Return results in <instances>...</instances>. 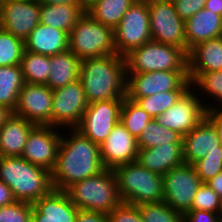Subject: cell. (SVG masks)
Here are the masks:
<instances>
[{
  "instance_id": "obj_1",
  "label": "cell",
  "mask_w": 222,
  "mask_h": 222,
  "mask_svg": "<svg viewBox=\"0 0 222 222\" xmlns=\"http://www.w3.org/2000/svg\"><path fill=\"white\" fill-rule=\"evenodd\" d=\"M70 130L71 134L61 136L56 164L51 171L55 190L65 191L72 184L97 175L105 169L99 146L76 128Z\"/></svg>"
},
{
  "instance_id": "obj_2",
  "label": "cell",
  "mask_w": 222,
  "mask_h": 222,
  "mask_svg": "<svg viewBox=\"0 0 222 222\" xmlns=\"http://www.w3.org/2000/svg\"><path fill=\"white\" fill-rule=\"evenodd\" d=\"M79 80L88 103L126 97L125 57L112 54L82 60Z\"/></svg>"
},
{
  "instance_id": "obj_3",
  "label": "cell",
  "mask_w": 222,
  "mask_h": 222,
  "mask_svg": "<svg viewBox=\"0 0 222 222\" xmlns=\"http://www.w3.org/2000/svg\"><path fill=\"white\" fill-rule=\"evenodd\" d=\"M0 181L11 189L16 201L31 204L54 189L51 172L22 157H0Z\"/></svg>"
},
{
  "instance_id": "obj_4",
  "label": "cell",
  "mask_w": 222,
  "mask_h": 222,
  "mask_svg": "<svg viewBox=\"0 0 222 222\" xmlns=\"http://www.w3.org/2000/svg\"><path fill=\"white\" fill-rule=\"evenodd\" d=\"M122 203L139 205L163 201V176L151 172L137 161L113 169Z\"/></svg>"
},
{
  "instance_id": "obj_5",
  "label": "cell",
  "mask_w": 222,
  "mask_h": 222,
  "mask_svg": "<svg viewBox=\"0 0 222 222\" xmlns=\"http://www.w3.org/2000/svg\"><path fill=\"white\" fill-rule=\"evenodd\" d=\"M65 192L78 209L102 212L107 215L121 203L117 180L112 169H104L97 175L76 182Z\"/></svg>"
},
{
  "instance_id": "obj_6",
  "label": "cell",
  "mask_w": 222,
  "mask_h": 222,
  "mask_svg": "<svg viewBox=\"0 0 222 222\" xmlns=\"http://www.w3.org/2000/svg\"><path fill=\"white\" fill-rule=\"evenodd\" d=\"M124 57L126 73L188 71L187 53L182 48L154 40L132 49Z\"/></svg>"
},
{
  "instance_id": "obj_7",
  "label": "cell",
  "mask_w": 222,
  "mask_h": 222,
  "mask_svg": "<svg viewBox=\"0 0 222 222\" xmlns=\"http://www.w3.org/2000/svg\"><path fill=\"white\" fill-rule=\"evenodd\" d=\"M68 49L81 61L116 54L114 29L85 11L69 33Z\"/></svg>"
},
{
  "instance_id": "obj_8",
  "label": "cell",
  "mask_w": 222,
  "mask_h": 222,
  "mask_svg": "<svg viewBox=\"0 0 222 222\" xmlns=\"http://www.w3.org/2000/svg\"><path fill=\"white\" fill-rule=\"evenodd\" d=\"M116 54L125 56L132 49L152 40L147 0H137L114 29Z\"/></svg>"
},
{
  "instance_id": "obj_9",
  "label": "cell",
  "mask_w": 222,
  "mask_h": 222,
  "mask_svg": "<svg viewBox=\"0 0 222 222\" xmlns=\"http://www.w3.org/2000/svg\"><path fill=\"white\" fill-rule=\"evenodd\" d=\"M201 184L194 165L184 162L163 176V201L185 215L191 210L194 196Z\"/></svg>"
},
{
  "instance_id": "obj_10",
  "label": "cell",
  "mask_w": 222,
  "mask_h": 222,
  "mask_svg": "<svg viewBox=\"0 0 222 222\" xmlns=\"http://www.w3.org/2000/svg\"><path fill=\"white\" fill-rule=\"evenodd\" d=\"M190 87L188 71L126 73L128 99L144 98L165 91L188 90Z\"/></svg>"
},
{
  "instance_id": "obj_11",
  "label": "cell",
  "mask_w": 222,
  "mask_h": 222,
  "mask_svg": "<svg viewBox=\"0 0 222 222\" xmlns=\"http://www.w3.org/2000/svg\"><path fill=\"white\" fill-rule=\"evenodd\" d=\"M151 38L154 41L182 48L186 52L185 21L174 4L162 0H147Z\"/></svg>"
},
{
  "instance_id": "obj_12",
  "label": "cell",
  "mask_w": 222,
  "mask_h": 222,
  "mask_svg": "<svg viewBox=\"0 0 222 222\" xmlns=\"http://www.w3.org/2000/svg\"><path fill=\"white\" fill-rule=\"evenodd\" d=\"M89 106L79 79L61 88L53 90L52 126L68 130L76 128Z\"/></svg>"
},
{
  "instance_id": "obj_13",
  "label": "cell",
  "mask_w": 222,
  "mask_h": 222,
  "mask_svg": "<svg viewBox=\"0 0 222 222\" xmlns=\"http://www.w3.org/2000/svg\"><path fill=\"white\" fill-rule=\"evenodd\" d=\"M192 86L155 120L165 128L175 130L181 136L188 134L206 116V103L201 100V95L194 92Z\"/></svg>"
},
{
  "instance_id": "obj_14",
  "label": "cell",
  "mask_w": 222,
  "mask_h": 222,
  "mask_svg": "<svg viewBox=\"0 0 222 222\" xmlns=\"http://www.w3.org/2000/svg\"><path fill=\"white\" fill-rule=\"evenodd\" d=\"M122 104L123 99L90 103L76 129L98 146L101 145L120 122Z\"/></svg>"
},
{
  "instance_id": "obj_15",
  "label": "cell",
  "mask_w": 222,
  "mask_h": 222,
  "mask_svg": "<svg viewBox=\"0 0 222 222\" xmlns=\"http://www.w3.org/2000/svg\"><path fill=\"white\" fill-rule=\"evenodd\" d=\"M52 98L53 90L47 85L25 83L13 114L35 125L52 126Z\"/></svg>"
},
{
  "instance_id": "obj_16",
  "label": "cell",
  "mask_w": 222,
  "mask_h": 222,
  "mask_svg": "<svg viewBox=\"0 0 222 222\" xmlns=\"http://www.w3.org/2000/svg\"><path fill=\"white\" fill-rule=\"evenodd\" d=\"M58 127L36 125L29 133L22 158L29 163L52 171L56 164L57 152L62 134ZM61 134V135H60Z\"/></svg>"
},
{
  "instance_id": "obj_17",
  "label": "cell",
  "mask_w": 222,
  "mask_h": 222,
  "mask_svg": "<svg viewBox=\"0 0 222 222\" xmlns=\"http://www.w3.org/2000/svg\"><path fill=\"white\" fill-rule=\"evenodd\" d=\"M38 0H18L2 2L0 28L23 41L40 23Z\"/></svg>"
},
{
  "instance_id": "obj_18",
  "label": "cell",
  "mask_w": 222,
  "mask_h": 222,
  "mask_svg": "<svg viewBox=\"0 0 222 222\" xmlns=\"http://www.w3.org/2000/svg\"><path fill=\"white\" fill-rule=\"evenodd\" d=\"M100 158L105 169L135 162L139 152L137 139L121 124L117 123L106 140L99 145Z\"/></svg>"
},
{
  "instance_id": "obj_19",
  "label": "cell",
  "mask_w": 222,
  "mask_h": 222,
  "mask_svg": "<svg viewBox=\"0 0 222 222\" xmlns=\"http://www.w3.org/2000/svg\"><path fill=\"white\" fill-rule=\"evenodd\" d=\"M183 159L194 164L208 153L222 152L217 129L205 116L188 134L182 136Z\"/></svg>"
},
{
  "instance_id": "obj_20",
  "label": "cell",
  "mask_w": 222,
  "mask_h": 222,
  "mask_svg": "<svg viewBox=\"0 0 222 222\" xmlns=\"http://www.w3.org/2000/svg\"><path fill=\"white\" fill-rule=\"evenodd\" d=\"M78 210L65 191L53 189L32 204L31 222H76Z\"/></svg>"
},
{
  "instance_id": "obj_21",
  "label": "cell",
  "mask_w": 222,
  "mask_h": 222,
  "mask_svg": "<svg viewBox=\"0 0 222 222\" xmlns=\"http://www.w3.org/2000/svg\"><path fill=\"white\" fill-rule=\"evenodd\" d=\"M188 79L191 84L203 73L222 70V36L193 46L188 54Z\"/></svg>"
},
{
  "instance_id": "obj_22",
  "label": "cell",
  "mask_w": 222,
  "mask_h": 222,
  "mask_svg": "<svg viewBox=\"0 0 222 222\" xmlns=\"http://www.w3.org/2000/svg\"><path fill=\"white\" fill-rule=\"evenodd\" d=\"M141 166L162 176L184 163L182 143H168L149 149L139 148L136 160Z\"/></svg>"
},
{
  "instance_id": "obj_23",
  "label": "cell",
  "mask_w": 222,
  "mask_h": 222,
  "mask_svg": "<svg viewBox=\"0 0 222 222\" xmlns=\"http://www.w3.org/2000/svg\"><path fill=\"white\" fill-rule=\"evenodd\" d=\"M69 34L66 31L39 23L24 40V49L33 53L53 56L68 50Z\"/></svg>"
},
{
  "instance_id": "obj_24",
  "label": "cell",
  "mask_w": 222,
  "mask_h": 222,
  "mask_svg": "<svg viewBox=\"0 0 222 222\" xmlns=\"http://www.w3.org/2000/svg\"><path fill=\"white\" fill-rule=\"evenodd\" d=\"M35 126L12 113L0 127V156L21 157L28 135Z\"/></svg>"
},
{
  "instance_id": "obj_25",
  "label": "cell",
  "mask_w": 222,
  "mask_h": 222,
  "mask_svg": "<svg viewBox=\"0 0 222 222\" xmlns=\"http://www.w3.org/2000/svg\"><path fill=\"white\" fill-rule=\"evenodd\" d=\"M222 36V16L205 8L185 21L186 53L196 44Z\"/></svg>"
},
{
  "instance_id": "obj_26",
  "label": "cell",
  "mask_w": 222,
  "mask_h": 222,
  "mask_svg": "<svg viewBox=\"0 0 222 222\" xmlns=\"http://www.w3.org/2000/svg\"><path fill=\"white\" fill-rule=\"evenodd\" d=\"M83 4H44L40 6V23L66 31L73 29L79 18L85 13Z\"/></svg>"
},
{
  "instance_id": "obj_27",
  "label": "cell",
  "mask_w": 222,
  "mask_h": 222,
  "mask_svg": "<svg viewBox=\"0 0 222 222\" xmlns=\"http://www.w3.org/2000/svg\"><path fill=\"white\" fill-rule=\"evenodd\" d=\"M81 62L69 49L50 56L51 70L47 86L56 90L79 79Z\"/></svg>"
},
{
  "instance_id": "obj_28",
  "label": "cell",
  "mask_w": 222,
  "mask_h": 222,
  "mask_svg": "<svg viewBox=\"0 0 222 222\" xmlns=\"http://www.w3.org/2000/svg\"><path fill=\"white\" fill-rule=\"evenodd\" d=\"M137 0H96L91 3L86 12L96 21L115 29L126 11Z\"/></svg>"
},
{
  "instance_id": "obj_29",
  "label": "cell",
  "mask_w": 222,
  "mask_h": 222,
  "mask_svg": "<svg viewBox=\"0 0 222 222\" xmlns=\"http://www.w3.org/2000/svg\"><path fill=\"white\" fill-rule=\"evenodd\" d=\"M24 84L20 65L0 66V105L14 112L18 94Z\"/></svg>"
},
{
  "instance_id": "obj_30",
  "label": "cell",
  "mask_w": 222,
  "mask_h": 222,
  "mask_svg": "<svg viewBox=\"0 0 222 222\" xmlns=\"http://www.w3.org/2000/svg\"><path fill=\"white\" fill-rule=\"evenodd\" d=\"M20 66L25 83L47 85L51 70L50 56L24 50Z\"/></svg>"
},
{
  "instance_id": "obj_31",
  "label": "cell",
  "mask_w": 222,
  "mask_h": 222,
  "mask_svg": "<svg viewBox=\"0 0 222 222\" xmlns=\"http://www.w3.org/2000/svg\"><path fill=\"white\" fill-rule=\"evenodd\" d=\"M168 143H182V136L175 130L163 127L155 118L142 130L137 139L138 148L143 149Z\"/></svg>"
},
{
  "instance_id": "obj_32",
  "label": "cell",
  "mask_w": 222,
  "mask_h": 222,
  "mask_svg": "<svg viewBox=\"0 0 222 222\" xmlns=\"http://www.w3.org/2000/svg\"><path fill=\"white\" fill-rule=\"evenodd\" d=\"M154 119L143 110L135 101L125 97L120 113L121 124L136 138L141 135L142 130Z\"/></svg>"
},
{
  "instance_id": "obj_33",
  "label": "cell",
  "mask_w": 222,
  "mask_h": 222,
  "mask_svg": "<svg viewBox=\"0 0 222 222\" xmlns=\"http://www.w3.org/2000/svg\"><path fill=\"white\" fill-rule=\"evenodd\" d=\"M186 91L187 90L165 91L144 98L130 100L135 101L150 116L156 118L174 105Z\"/></svg>"
},
{
  "instance_id": "obj_34",
  "label": "cell",
  "mask_w": 222,
  "mask_h": 222,
  "mask_svg": "<svg viewBox=\"0 0 222 222\" xmlns=\"http://www.w3.org/2000/svg\"><path fill=\"white\" fill-rule=\"evenodd\" d=\"M143 222H184V215L164 201L137 205Z\"/></svg>"
},
{
  "instance_id": "obj_35",
  "label": "cell",
  "mask_w": 222,
  "mask_h": 222,
  "mask_svg": "<svg viewBox=\"0 0 222 222\" xmlns=\"http://www.w3.org/2000/svg\"><path fill=\"white\" fill-rule=\"evenodd\" d=\"M24 41L0 28V66L20 65Z\"/></svg>"
},
{
  "instance_id": "obj_36",
  "label": "cell",
  "mask_w": 222,
  "mask_h": 222,
  "mask_svg": "<svg viewBox=\"0 0 222 222\" xmlns=\"http://www.w3.org/2000/svg\"><path fill=\"white\" fill-rule=\"evenodd\" d=\"M191 86L199 89V92L202 91L203 94L205 92L206 99L207 96H210L212 100L213 98L221 103L219 105H214L213 107H221L222 108V70L221 71H210L203 72L192 84Z\"/></svg>"
},
{
  "instance_id": "obj_37",
  "label": "cell",
  "mask_w": 222,
  "mask_h": 222,
  "mask_svg": "<svg viewBox=\"0 0 222 222\" xmlns=\"http://www.w3.org/2000/svg\"><path fill=\"white\" fill-rule=\"evenodd\" d=\"M221 207L222 198L206 183H202L194 196L191 210H202L221 215Z\"/></svg>"
},
{
  "instance_id": "obj_38",
  "label": "cell",
  "mask_w": 222,
  "mask_h": 222,
  "mask_svg": "<svg viewBox=\"0 0 222 222\" xmlns=\"http://www.w3.org/2000/svg\"><path fill=\"white\" fill-rule=\"evenodd\" d=\"M193 165L202 183H206L222 172V152L208 153Z\"/></svg>"
},
{
  "instance_id": "obj_39",
  "label": "cell",
  "mask_w": 222,
  "mask_h": 222,
  "mask_svg": "<svg viewBox=\"0 0 222 222\" xmlns=\"http://www.w3.org/2000/svg\"><path fill=\"white\" fill-rule=\"evenodd\" d=\"M32 204L15 201L0 207V222H31Z\"/></svg>"
},
{
  "instance_id": "obj_40",
  "label": "cell",
  "mask_w": 222,
  "mask_h": 222,
  "mask_svg": "<svg viewBox=\"0 0 222 222\" xmlns=\"http://www.w3.org/2000/svg\"><path fill=\"white\" fill-rule=\"evenodd\" d=\"M108 222H143L137 205L120 203L108 214Z\"/></svg>"
},
{
  "instance_id": "obj_41",
  "label": "cell",
  "mask_w": 222,
  "mask_h": 222,
  "mask_svg": "<svg viewBox=\"0 0 222 222\" xmlns=\"http://www.w3.org/2000/svg\"><path fill=\"white\" fill-rule=\"evenodd\" d=\"M207 0H176L173 4L177 14L186 21L205 7Z\"/></svg>"
},
{
  "instance_id": "obj_42",
  "label": "cell",
  "mask_w": 222,
  "mask_h": 222,
  "mask_svg": "<svg viewBox=\"0 0 222 222\" xmlns=\"http://www.w3.org/2000/svg\"><path fill=\"white\" fill-rule=\"evenodd\" d=\"M184 222H222V215L202 210H190L184 215Z\"/></svg>"
},
{
  "instance_id": "obj_43",
  "label": "cell",
  "mask_w": 222,
  "mask_h": 222,
  "mask_svg": "<svg viewBox=\"0 0 222 222\" xmlns=\"http://www.w3.org/2000/svg\"><path fill=\"white\" fill-rule=\"evenodd\" d=\"M206 117L212 122L217 129L219 140L222 145V108L212 107L213 105L206 104Z\"/></svg>"
},
{
  "instance_id": "obj_44",
  "label": "cell",
  "mask_w": 222,
  "mask_h": 222,
  "mask_svg": "<svg viewBox=\"0 0 222 222\" xmlns=\"http://www.w3.org/2000/svg\"><path fill=\"white\" fill-rule=\"evenodd\" d=\"M76 222H108V215L102 212L79 209Z\"/></svg>"
},
{
  "instance_id": "obj_45",
  "label": "cell",
  "mask_w": 222,
  "mask_h": 222,
  "mask_svg": "<svg viewBox=\"0 0 222 222\" xmlns=\"http://www.w3.org/2000/svg\"><path fill=\"white\" fill-rule=\"evenodd\" d=\"M16 200L11 189L2 181H0V207L14 203Z\"/></svg>"
},
{
  "instance_id": "obj_46",
  "label": "cell",
  "mask_w": 222,
  "mask_h": 222,
  "mask_svg": "<svg viewBox=\"0 0 222 222\" xmlns=\"http://www.w3.org/2000/svg\"><path fill=\"white\" fill-rule=\"evenodd\" d=\"M206 184L222 198V172L211 178Z\"/></svg>"
},
{
  "instance_id": "obj_47",
  "label": "cell",
  "mask_w": 222,
  "mask_h": 222,
  "mask_svg": "<svg viewBox=\"0 0 222 222\" xmlns=\"http://www.w3.org/2000/svg\"><path fill=\"white\" fill-rule=\"evenodd\" d=\"M204 8L222 16V0H207Z\"/></svg>"
},
{
  "instance_id": "obj_48",
  "label": "cell",
  "mask_w": 222,
  "mask_h": 222,
  "mask_svg": "<svg viewBox=\"0 0 222 222\" xmlns=\"http://www.w3.org/2000/svg\"><path fill=\"white\" fill-rule=\"evenodd\" d=\"M40 3L44 4H64V3H69V4H82L81 0H38Z\"/></svg>"
},
{
  "instance_id": "obj_49",
  "label": "cell",
  "mask_w": 222,
  "mask_h": 222,
  "mask_svg": "<svg viewBox=\"0 0 222 222\" xmlns=\"http://www.w3.org/2000/svg\"><path fill=\"white\" fill-rule=\"evenodd\" d=\"M13 112L7 107L0 105V127L11 116Z\"/></svg>"
},
{
  "instance_id": "obj_50",
  "label": "cell",
  "mask_w": 222,
  "mask_h": 222,
  "mask_svg": "<svg viewBox=\"0 0 222 222\" xmlns=\"http://www.w3.org/2000/svg\"><path fill=\"white\" fill-rule=\"evenodd\" d=\"M94 1L96 0H81V3L84 5L85 8H87Z\"/></svg>"
},
{
  "instance_id": "obj_51",
  "label": "cell",
  "mask_w": 222,
  "mask_h": 222,
  "mask_svg": "<svg viewBox=\"0 0 222 222\" xmlns=\"http://www.w3.org/2000/svg\"><path fill=\"white\" fill-rule=\"evenodd\" d=\"M164 2L174 3L176 0H162Z\"/></svg>"
},
{
  "instance_id": "obj_52",
  "label": "cell",
  "mask_w": 222,
  "mask_h": 222,
  "mask_svg": "<svg viewBox=\"0 0 222 222\" xmlns=\"http://www.w3.org/2000/svg\"><path fill=\"white\" fill-rule=\"evenodd\" d=\"M1 8H2V0H0V13H1Z\"/></svg>"
},
{
  "instance_id": "obj_53",
  "label": "cell",
  "mask_w": 222,
  "mask_h": 222,
  "mask_svg": "<svg viewBox=\"0 0 222 222\" xmlns=\"http://www.w3.org/2000/svg\"><path fill=\"white\" fill-rule=\"evenodd\" d=\"M6 1H18V0H2V2H6Z\"/></svg>"
}]
</instances>
